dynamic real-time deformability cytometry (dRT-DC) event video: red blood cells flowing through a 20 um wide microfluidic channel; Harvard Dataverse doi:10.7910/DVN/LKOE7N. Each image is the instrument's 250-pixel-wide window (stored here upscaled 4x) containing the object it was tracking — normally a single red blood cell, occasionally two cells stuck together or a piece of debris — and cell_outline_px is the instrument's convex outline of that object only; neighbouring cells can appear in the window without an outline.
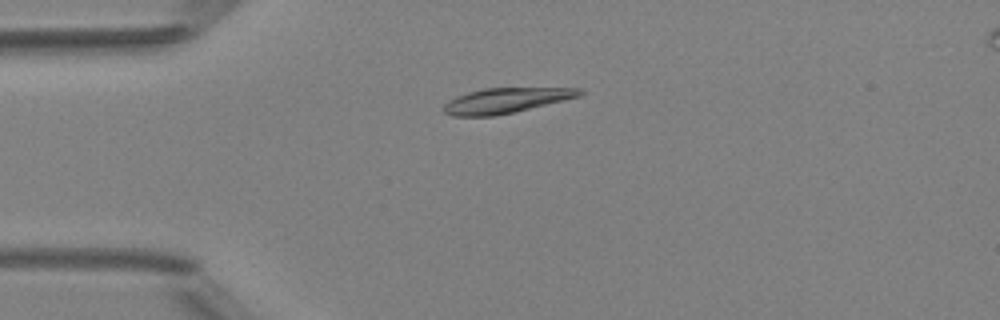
{"species": "Egyptian fruit bat (a non-hibernating species)", "species_latin": "Rousettus aegyptiacus", "temperature_condition": "room temperature", "stored_images_in_passage": 4, "camera_frame_rate_fps": 3000, "um_per_image_px": 0.085, "animal": {"sex": "female"}, "frame": {"image": 1, "passage_image": 2, "time_ms": 1.0, "image_size_px": [1000, 320], "cell_outline_px": [[584, 92], [580, 96], [564, 100], [496, 116], [452, 116], [444, 112], [444, 104], [448, 100], [456, 96], [468, 92], [484, 88], [580, 88]], "centroid_in_image_um": [42.97, 8.54], "position_along_channel_um": 42.0, "area_um2": 19.77}}
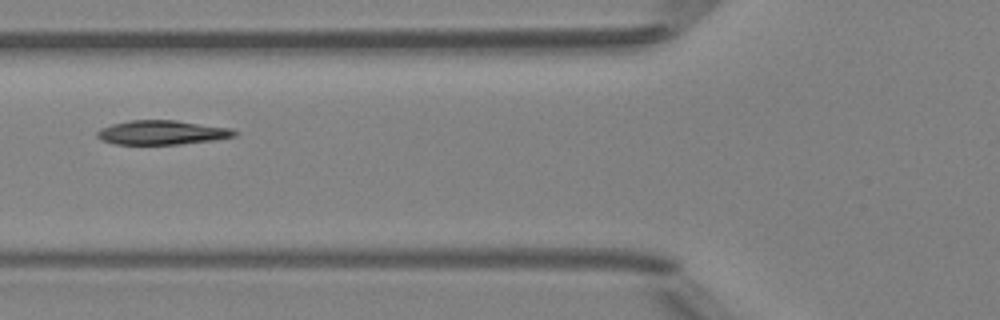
{"frame": {"image": 2, "passage_image": 4, "time_ms": 3.333, "image_size_px": [1000, 320], "cell_outline_px": [[240, 132], [236, 136], [216, 140], [180, 144], [116, 144], [100, 140], [96, 136], [96, 132], [100, 128], [112, 124], [132, 120], [176, 120], [232, 128]], "centroid_in_image_um": [13.81, 11.26], "position_along_channel_um": 112.0, "area_um2": 19.59}}